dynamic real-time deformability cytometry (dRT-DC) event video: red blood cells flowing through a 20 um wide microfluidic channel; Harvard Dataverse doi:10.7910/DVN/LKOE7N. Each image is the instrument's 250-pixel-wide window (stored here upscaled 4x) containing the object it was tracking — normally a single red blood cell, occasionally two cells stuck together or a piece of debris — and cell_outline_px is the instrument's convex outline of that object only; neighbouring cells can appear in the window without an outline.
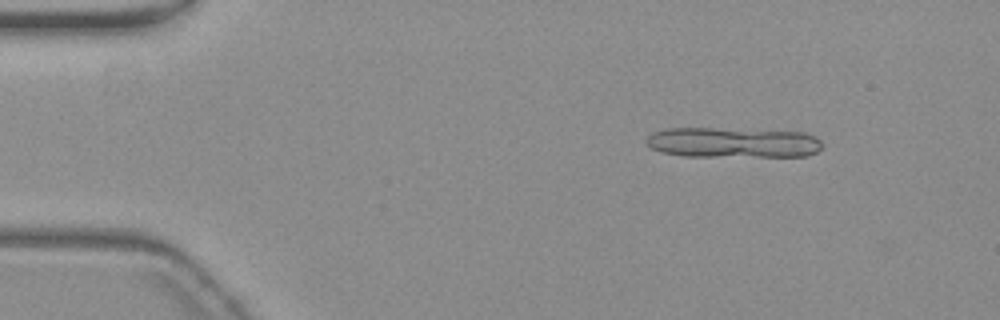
{"species": "common noctule bat (a hibernating species)", "species_latin": "Nyctalus noctula", "temperature_condition": "warm", "stored_images_in_passage": 8, "camera_frame_rate_fps": 3000, "um_per_image_px": 0.085, "animal": {"sex": "female", "body_mass_g": 19.3, "forearm_length_mm": 54.1}, "frame": {"image": 1, "passage_image": 1, "time_ms": 0.0, "image_size_px": [1000, 320], "cell_outline_px": [[824, 144], [816, 152], [808, 156], [684, 156], [660, 152], [652, 148], [644, 140], [652, 132], [664, 128], [712, 128], [804, 132], [816, 136]], "centroid_in_image_um": [62.29, 12.11], "position_along_channel_um": 22.7, "area_um2": 31.27}}